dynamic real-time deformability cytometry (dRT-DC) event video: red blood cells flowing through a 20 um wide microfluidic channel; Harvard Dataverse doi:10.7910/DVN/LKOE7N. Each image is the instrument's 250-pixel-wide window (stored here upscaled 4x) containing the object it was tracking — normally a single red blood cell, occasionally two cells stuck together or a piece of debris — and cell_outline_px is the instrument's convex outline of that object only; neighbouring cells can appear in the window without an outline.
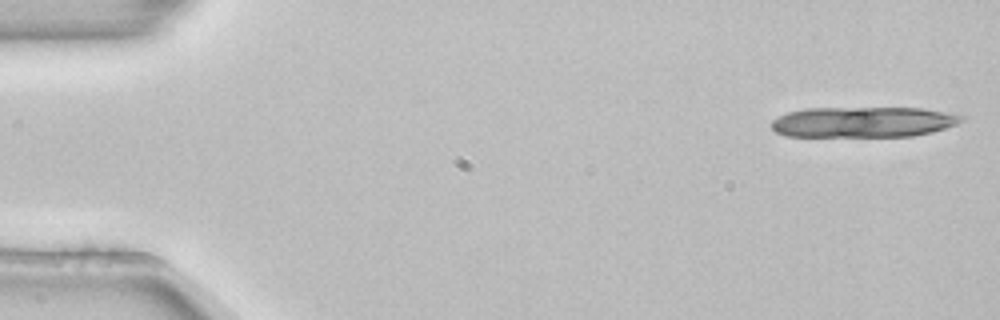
{"species": "common noctule bat (a hibernating species)", "species_latin": "Nyctalus noctula", "temperature_condition": "room temperature", "stored_images_in_passage": 6, "camera_frame_rate_fps": 3000, "um_per_image_px": 0.085, "animal": {"sex": "female", "body_mass_g": 22.7, "forearm_length_mm": 54.2}, "frame": {"image": 1, "passage_image": 1, "time_ms": 0.0, "image_size_px": [1000, 320], "cell_outline_px": [[964, 120], [956, 124], [932, 132], [912, 136], [784, 136], [776, 132], [772, 128], [772, 120], [788, 112], [804, 108], [924, 108], [964, 116]], "centroid_in_image_um": [73.36, 10.37], "position_along_channel_um": 11.6, "area_um2": 33.76}}